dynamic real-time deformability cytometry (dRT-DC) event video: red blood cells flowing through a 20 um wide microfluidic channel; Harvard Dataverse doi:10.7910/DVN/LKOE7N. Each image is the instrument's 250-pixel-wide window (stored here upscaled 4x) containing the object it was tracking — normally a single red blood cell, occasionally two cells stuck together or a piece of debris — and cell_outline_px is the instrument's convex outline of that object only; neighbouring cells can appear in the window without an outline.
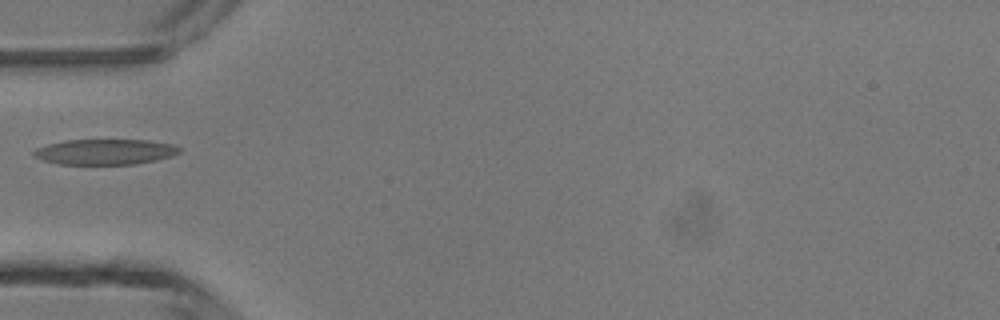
{"species": "common noctule bat (a hibernating species)", "species_latin": "Nyctalus noctula", "temperature_condition": "room temperature", "stored_images_in_passage": 2, "camera_frame_rate_fps": 3000, "um_per_image_px": 0.085, "animal": {"sex": "male", "body_mass_g": 13.3}, "frame": {"image": 1, "passage_image": 2, "time_ms": 1.333, "image_size_px": [1000, 320], "cell_outline_px": [[180, 152], [172, 156], [156, 160], [132, 164], [56, 164], [44, 160], [36, 156], [32, 152], [36, 148], [48, 144], [64, 140], [148, 140], [172, 144], [180, 148]], "centroid_in_image_um": [8.93, 12.9], "position_along_channel_um": 76.1, "area_um2": 21.5}}